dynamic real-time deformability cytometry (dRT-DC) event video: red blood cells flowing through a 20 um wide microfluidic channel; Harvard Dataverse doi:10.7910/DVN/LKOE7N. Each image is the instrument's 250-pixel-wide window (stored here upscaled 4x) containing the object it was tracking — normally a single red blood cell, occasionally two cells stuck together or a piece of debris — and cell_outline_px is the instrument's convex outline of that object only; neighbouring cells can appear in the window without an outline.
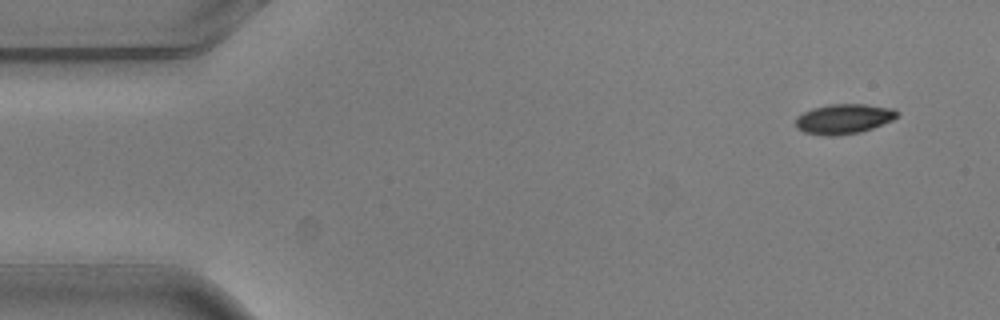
{"species": "common noctule bat (a hibernating species)", "species_latin": "Nyctalus noctula", "temperature_condition": "warm", "stored_images_in_passage": 6, "camera_frame_rate_fps": 3000, "um_per_image_px": 0.085, "animal": {"sex": "male", "body_mass_g": 20.5, "forearm_length_mm": 52.5}, "frame": {"image": 1, "passage_image": 1, "time_ms": 0.0, "image_size_px": [1000, 320], "cell_outline_px": [[900, 112], [892, 120], [872, 128], [860, 132], [832, 136], [824, 136], [804, 132], [796, 128], [796, 116], [812, 108], [828, 104], [864, 104], [896, 108]], "centroid_in_image_um": [71.71, 10.1], "position_along_channel_um": 13.3, "area_um2": 17.8}}
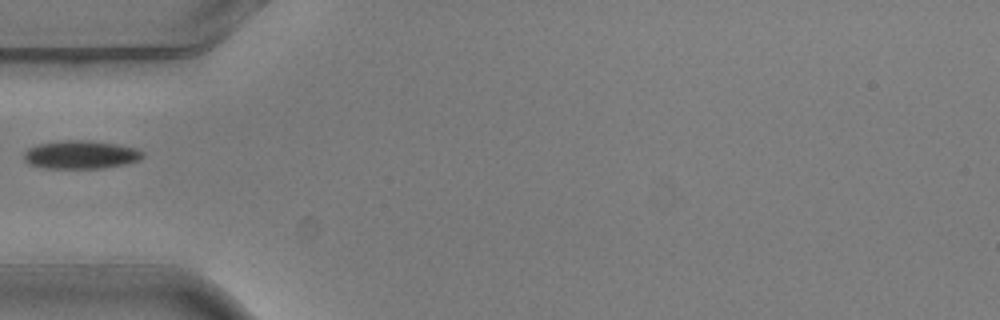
{"frame": {"image": 2, "passage_image": 5, "time_ms": 1.333, "image_size_px": [1000, 320], "cell_outline_px": [[144, 156], [140, 160], [128, 164], [104, 168], [44, 168], [28, 164], [24, 160], [24, 152], [28, 148], [40, 144], [64, 140], [88, 140], [116, 144], [136, 148], [144, 152]], "centroid_in_image_um": [6.89, 13.15], "position_along_channel_um": 78.1, "area_um2": 19.71}}
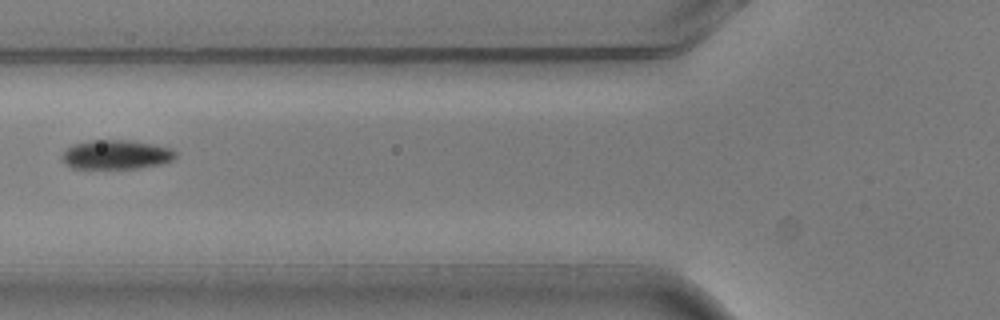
{"frame": {"image": 3, "passage_image": 6, "time_ms": 1.667, "image_size_px": [1000, 320], "cell_outline_px": [[176, 156], [172, 160], [160, 164], [136, 168], [72, 168], [64, 164], [64, 152], [72, 144], [92, 140], [128, 140], [152, 144], [172, 148], [176, 152]], "centroid_in_image_um": [9.89, 13.14], "position_along_channel_um": 115.9, "area_um2": 19.13}}